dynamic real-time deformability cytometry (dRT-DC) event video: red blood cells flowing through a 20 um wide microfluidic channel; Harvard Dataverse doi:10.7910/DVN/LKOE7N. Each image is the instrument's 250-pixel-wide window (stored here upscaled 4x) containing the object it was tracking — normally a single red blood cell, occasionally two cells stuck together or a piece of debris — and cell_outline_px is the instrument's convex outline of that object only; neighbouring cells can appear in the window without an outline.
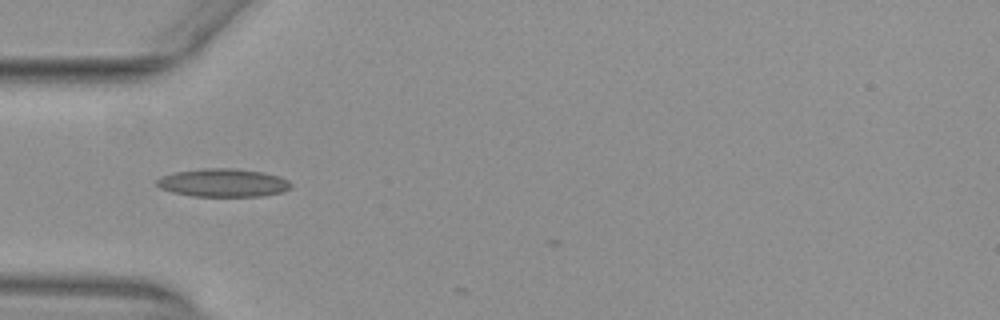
{"species": "common noctule bat (a hibernating species)", "species_latin": "Nyctalus noctula", "temperature_condition": "warm", "stored_images_in_passage": 3, "camera_frame_rate_fps": 3000, "um_per_image_px": 0.085, "animal": {"sex": "female", "body_mass_g": 29.2, "forearm_length_mm": 56.3}, "frame": {"image": 1, "passage_image": 1, "time_ms": 0.0, "image_size_px": [1000, 320], "cell_outline_px": [[292, 188], [284, 192], [264, 196], [192, 196], [172, 192], [160, 188], [156, 184], [156, 180], [164, 176], [176, 172], [204, 168], [232, 168], [264, 172], [280, 176], [288, 180], [292, 184]], "centroid_in_image_um": [19.03, 15.54], "position_along_channel_um": 66.0, "area_um2": 22.14}}